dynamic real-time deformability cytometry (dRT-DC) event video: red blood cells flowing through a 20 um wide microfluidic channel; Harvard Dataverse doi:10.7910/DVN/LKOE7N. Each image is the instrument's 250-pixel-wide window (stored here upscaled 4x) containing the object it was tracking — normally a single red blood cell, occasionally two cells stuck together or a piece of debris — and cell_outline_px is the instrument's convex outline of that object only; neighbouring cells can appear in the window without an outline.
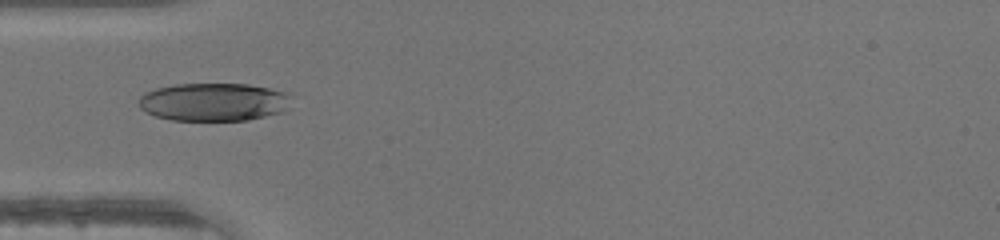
{"species": "human", "species_latin": "Homo sapiens", "temperature_condition": "warm", "stored_images_in_passage": 20, "camera_frame_rate_fps": 3000, "um_per_image_px": 0.085, "donor": {"sex": "male"}, "frame": {"image": 1, "passage_image": 1, "time_ms": 0.0, "image_size_px": [1000, 240], "cell_outline_px": [[292, 96], [284, 112], [248, 120], [172, 120], [156, 116], [140, 108], [140, 96], [144, 92], [156, 88], [176, 84], [248, 84], [268, 88], [284, 92]], "centroid_in_image_um": [18.17, 8.66], "position_along_channel_um": 66.8, "area_um2": 33.76}}
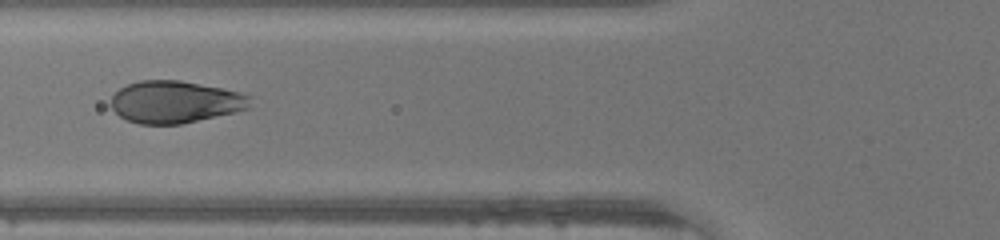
{"frame": {"image": 2, "passage_image": 4, "time_ms": 1.0, "image_size_px": [1000, 240], "cell_outline_px": [[252, 108], [236, 112], [180, 124], [140, 124], [128, 120], [120, 116], [108, 104], [112, 96], [120, 88], [128, 84], [140, 80], [180, 80], [240, 92], [252, 96]], "centroid_in_image_um": [14.91, 8.66], "position_along_channel_um": 110.9, "area_um2": 34.39}}
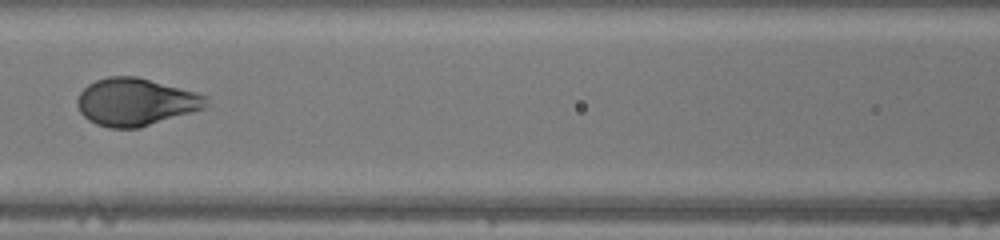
{"frame": {"image": 3, "passage_image": 7, "time_ms": 2.0, "image_size_px": [1000, 240], "cell_outline_px": [[208, 104], [204, 108], [140, 128], [108, 128], [96, 124], [88, 120], [80, 112], [76, 104], [76, 100], [80, 92], [88, 84], [96, 80], [108, 76], [136, 76], [196, 92], [208, 96]], "centroid_in_image_um": [11.51, 8.67], "position_along_channel_um": 155.1, "area_um2": 35.72}}